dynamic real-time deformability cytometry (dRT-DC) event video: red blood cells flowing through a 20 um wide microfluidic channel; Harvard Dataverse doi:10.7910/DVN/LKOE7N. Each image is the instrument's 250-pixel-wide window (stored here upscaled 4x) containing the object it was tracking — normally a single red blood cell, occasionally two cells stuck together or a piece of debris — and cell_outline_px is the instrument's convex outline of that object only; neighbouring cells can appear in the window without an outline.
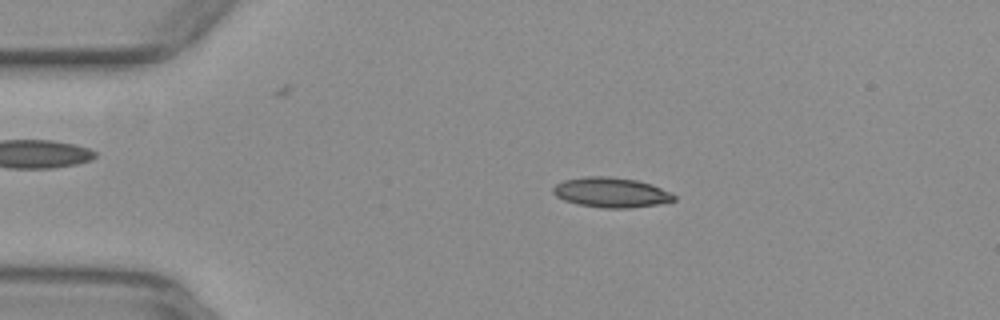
{"species": "common noctule bat (a hibernating species)", "species_latin": "Nyctalus noctula", "temperature_condition": "warm", "stored_images_in_passage": 51, "camera_frame_rate_fps": 3000, "um_per_image_px": 0.085, "animal": {"sex": "female", "body_mass_g": 29.2, "forearm_length_mm": 56.3}, "frame": {"image": 1, "passage_image": 10, "time_ms": 3.0, "image_size_px": [1000, 320], "cell_outline_px": [[676, 200], [656, 204], [628, 208], [604, 208], [576, 204], [564, 200], [556, 196], [552, 192], [552, 188], [556, 184], [564, 180], [588, 176], [608, 176], [636, 180], [652, 184], [676, 196]], "centroid_in_image_um": [51.91, 16.36], "position_along_channel_um": 33.1, "area_um2": 20.98}}
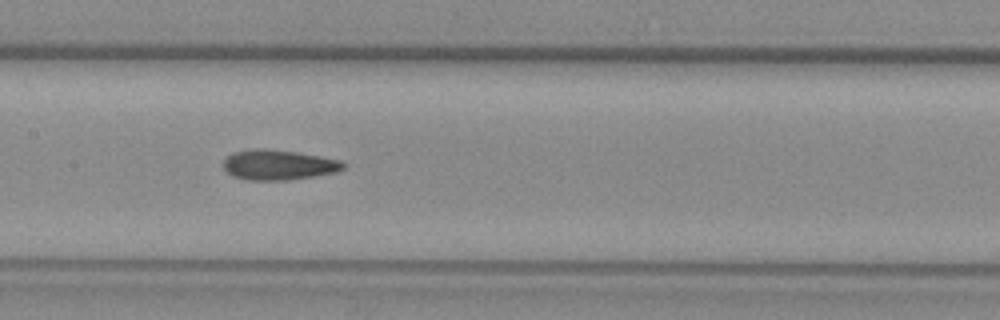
{"frame": {"image": 2, "passage_image": 25, "time_ms": 8.0, "image_size_px": [1000, 320], "cell_outline_px": [[344, 168], [336, 172], [316, 176], [288, 180], [248, 180], [232, 176], [224, 172], [224, 160], [232, 152], [256, 148], [264, 148], [296, 152], [320, 156], [340, 160], [344, 164]], "centroid_in_image_um": [23.64, 14.02], "position_along_channel_um": 183.8, "area_um2": 21.15}}
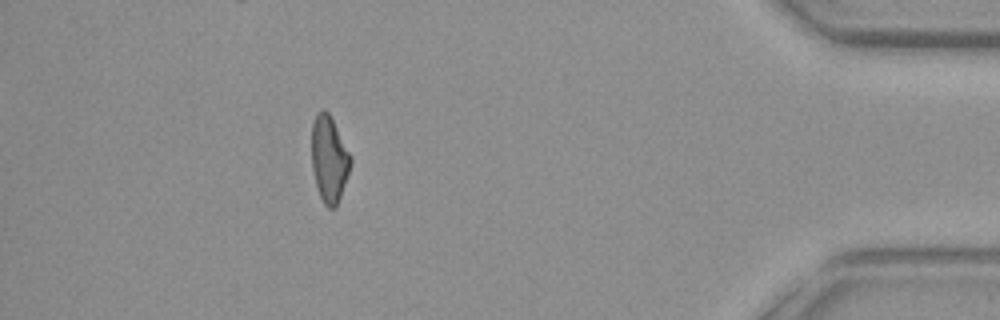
{"frame": {"image": 3, "passage_image": 46, "time_ms": 15.0, "image_size_px": [1000, 320], "cell_outline_px": [[352, 160], [336, 208], [328, 208], [324, 204], [320, 196], [316, 184], [312, 168], [312, 124], [316, 112], [324, 108], [328, 112], [352, 156]], "centroid_in_image_um": [27.97, 13.49], "position_along_channel_um": 407.2, "area_um2": 19.42}, "authors_computed_cell_mechanics": {"area_um2": 20.4612, "velocity_mm_per_s": 3.9663, "shape_relaxation_time_tau1_ms": null, "shape_relaxation_time_tau2_ms": 5.421, "deformation_change_tau1": null, "deformation_change_tau2": 0.1526}}